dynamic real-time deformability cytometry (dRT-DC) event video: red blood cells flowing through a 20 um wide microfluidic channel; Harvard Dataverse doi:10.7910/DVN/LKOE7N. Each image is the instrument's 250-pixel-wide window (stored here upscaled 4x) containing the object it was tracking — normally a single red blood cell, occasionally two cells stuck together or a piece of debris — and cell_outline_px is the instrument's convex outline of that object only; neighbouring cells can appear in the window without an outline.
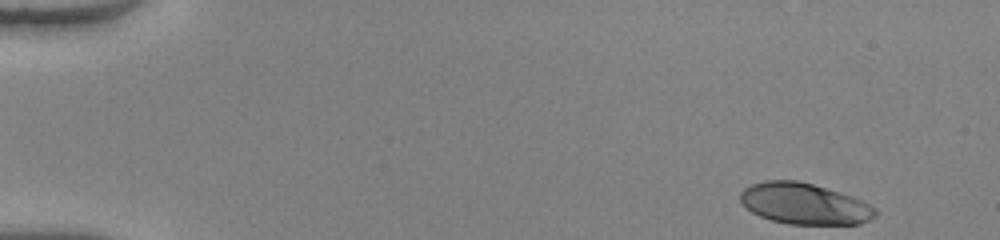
{"species": "human", "species_latin": "Homo sapiens", "temperature_condition": "warm", "stored_images_in_passage": 47, "camera_frame_rate_fps": 3000, "um_per_image_px": 0.085, "donor": {"sex": "female"}, "frame": {"image": 1, "passage_image": 1, "time_ms": 0.0, "image_size_px": [1000, 240], "cell_outline_px": [[876, 216], [860, 224], [788, 224], [772, 220], [760, 216], [752, 212], [740, 200], [740, 192], [744, 188], [752, 184], [764, 180], [796, 180], [812, 184], [840, 192], [852, 196], [876, 208]], "centroid_in_image_um": [68.36, 17.31], "position_along_channel_um": 16.6, "area_um2": 32.19}}
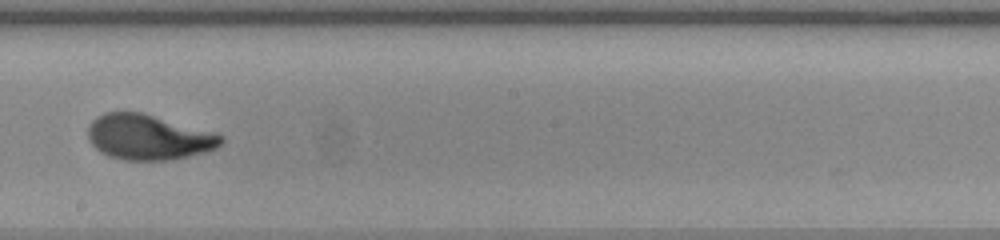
{"frame": {"image": 2, "passage_image": 27, "time_ms": 8.667, "image_size_px": [1000, 240], "cell_outline_px": [[224, 140], [216, 148], [204, 152], [188, 156], [168, 160], [124, 160], [108, 156], [100, 152], [88, 140], [88, 124], [96, 116], [104, 112], [140, 112], [216, 132], [224, 136]], "centroid_in_image_um": [12.6, 11.65], "position_along_channel_um": 235.6, "area_um2": 35.26}}
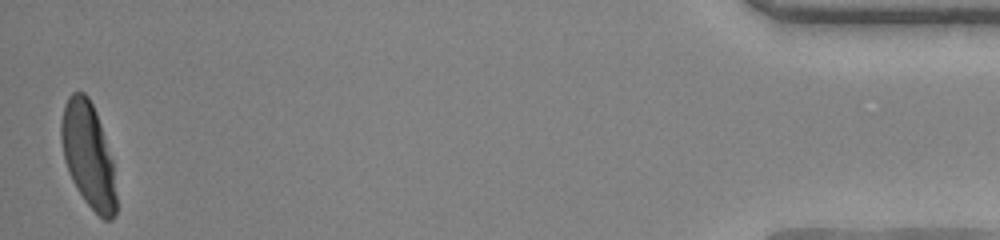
{"frame": {"image": 3, "passage_image": 47, "time_ms": 15.333, "image_size_px": [1000, 240], "cell_outline_px": [[116, 212], [112, 220], [104, 220], [84, 200], [76, 188], [72, 180], [64, 160], [60, 140], [60, 124], [64, 104], [68, 96], [72, 92], [84, 92], [88, 96], [96, 112], [112, 160], [116, 196]], "centroid_in_image_um": [7.47, 13.17], "position_along_channel_um": 427.7, "area_um2": 33.52}, "authors_computed_cell_mechanics": {"area_um2": 34.4488, "velocity_mm_per_s": 4.1084, "shape_relaxation_time_tau1_ms": 3.0157, "shape_relaxation_time_tau2_ms": null, "deformation_change_tau1": 0.215, "deformation_change_tau2": null}}